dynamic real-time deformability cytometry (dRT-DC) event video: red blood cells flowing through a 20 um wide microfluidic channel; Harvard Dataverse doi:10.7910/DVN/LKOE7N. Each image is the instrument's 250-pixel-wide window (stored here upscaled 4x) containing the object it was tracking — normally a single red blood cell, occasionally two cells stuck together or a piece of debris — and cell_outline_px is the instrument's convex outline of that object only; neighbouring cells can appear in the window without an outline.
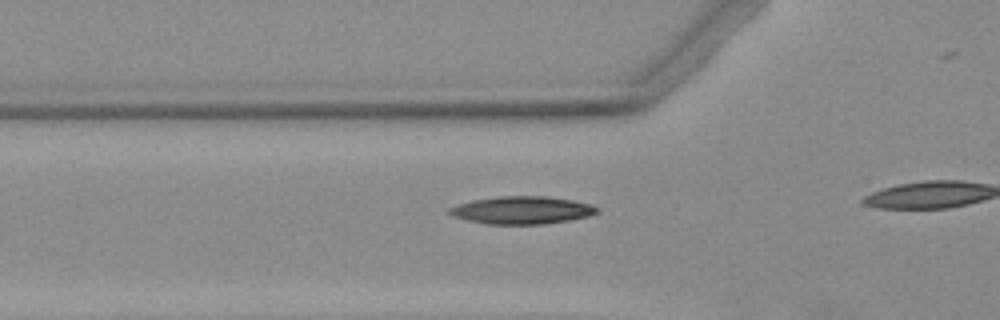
{"species": "Egyptian fruit bat (a non-hibernating species)", "species_latin": "Rousettus aegyptiacus", "temperature_condition": "warm", "stored_images_in_passage": 12, "camera_frame_rate_fps": 3000, "um_per_image_px": 0.085, "animal": {"sex": "female"}, "frame": {"image": 1, "passage_image": 4, "time_ms": 1.0, "image_size_px": [1000, 320], "cell_outline_px": [[600, 212], [588, 216], [568, 220], [544, 224], [488, 224], [468, 220], [456, 216], [448, 212], [448, 208], [472, 200], [496, 196], [548, 196], [572, 200], [588, 204], [600, 208]], "centroid_in_image_um": [44.4, 17.86], "position_along_channel_um": 81.4, "area_um2": 23.64}}
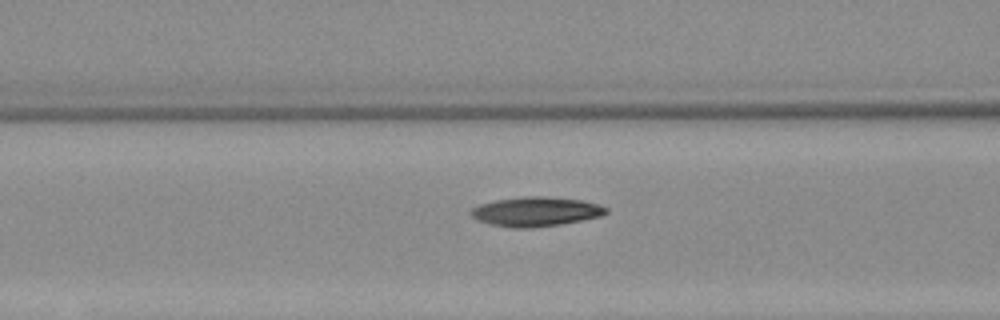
{"frame": {"image": 2, "passage_image": 7, "time_ms": 2.0, "image_size_px": [1000, 320], "cell_outline_px": [[608, 212], [600, 216], [584, 220], [560, 224], [528, 228], [512, 228], [492, 224], [476, 220], [468, 212], [472, 208], [480, 204], [496, 200], [524, 196], [548, 196], [580, 200], [600, 204], [608, 208]], "centroid_in_image_um": [45.55, 17.98], "position_along_channel_um": 121.1, "area_um2": 23.24}}
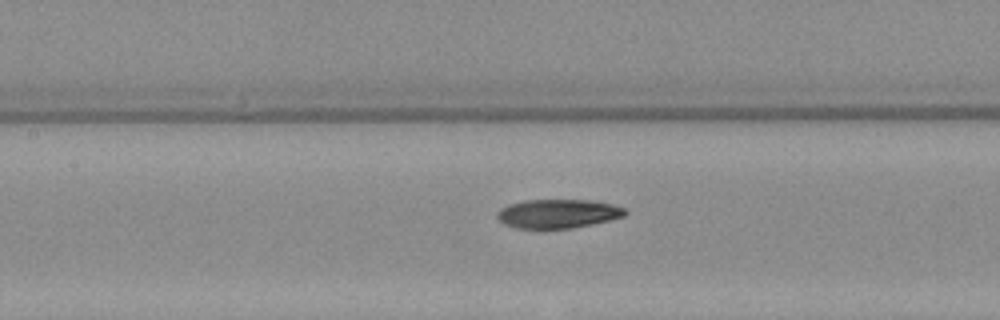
{"frame": {"image": 3, "passage_image": 10, "time_ms": 3.0, "image_size_px": [1000, 320], "cell_outline_px": [[628, 212], [624, 216], [612, 220], [572, 228], [516, 228], [504, 224], [496, 216], [496, 212], [500, 208], [508, 204], [524, 200], [588, 200], [612, 204], [624, 208]], "centroid_in_image_um": [47.41, 18.16], "position_along_channel_um": 160.0, "area_um2": 21.62}}